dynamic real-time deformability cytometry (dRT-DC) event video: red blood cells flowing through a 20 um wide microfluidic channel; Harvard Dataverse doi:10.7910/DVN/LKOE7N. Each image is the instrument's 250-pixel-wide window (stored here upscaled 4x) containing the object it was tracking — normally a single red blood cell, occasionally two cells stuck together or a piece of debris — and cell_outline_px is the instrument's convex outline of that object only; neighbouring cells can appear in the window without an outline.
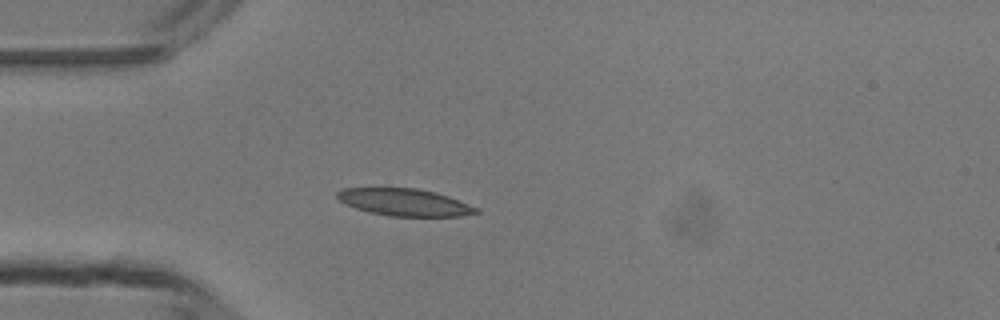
{"species": "common noctule bat (a hibernating species)", "species_latin": "Nyctalus noctula", "temperature_condition": "room temperature", "stored_images_in_passage": 3, "camera_frame_rate_fps": 3000, "um_per_image_px": 0.085, "animal": {"sex": "male", "body_mass_g": 13.3}, "frame": {"image": 1, "passage_image": 3, "time_ms": 2.333, "image_size_px": [1000, 320], "cell_outline_px": [[480, 212], [460, 216], [388, 216], [368, 212], [344, 204], [336, 196], [336, 192], [344, 188], [416, 188], [436, 192], [448, 196], [480, 208]], "centroid_in_image_um": [34.39, 17.19], "position_along_channel_um": 50.6, "area_um2": 22.08}}